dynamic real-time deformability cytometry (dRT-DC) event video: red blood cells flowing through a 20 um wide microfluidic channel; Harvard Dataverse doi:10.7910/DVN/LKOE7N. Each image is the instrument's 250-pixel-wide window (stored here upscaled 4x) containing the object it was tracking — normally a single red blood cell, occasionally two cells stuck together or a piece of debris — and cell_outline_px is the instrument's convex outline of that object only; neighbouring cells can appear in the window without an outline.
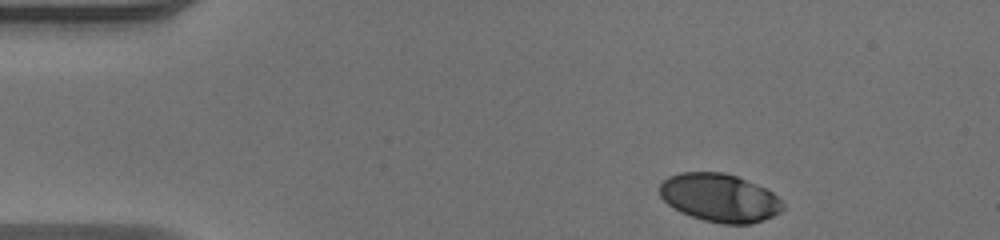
{"species": "human", "species_latin": "Homo sapiens", "temperature_condition": "warm", "stored_images_in_passage": 39, "camera_frame_rate_fps": 3000, "um_per_image_px": 0.085, "donor": {"sex": "male"}, "frame": {"image": 1, "passage_image": 1, "time_ms": 0.0, "image_size_px": [1000, 240], "cell_outline_px": [[784, 208], [780, 212], [764, 220], [752, 224], [724, 224], [704, 220], [680, 212], [668, 204], [660, 196], [660, 184], [668, 176], [680, 172], [724, 172], [736, 176], [764, 188], [772, 192], [784, 204]], "centroid_in_image_um": [61.16, 16.81], "position_along_channel_um": 23.8, "area_um2": 34.51}}
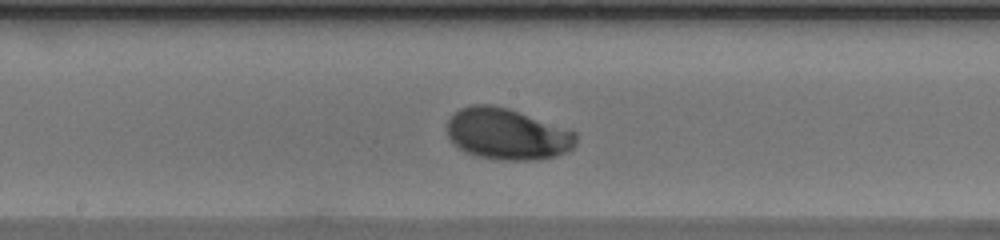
{"frame": {"image": 2, "passage_image": 21, "time_ms": 6.667, "image_size_px": [1000, 240], "cell_outline_px": [[576, 144], [572, 148], [556, 156], [540, 160], [500, 160], [476, 156], [464, 152], [448, 136], [448, 120], [452, 112], [460, 108], [472, 104], [492, 104], [508, 108], [576, 132]], "centroid_in_image_um": [43.09, 11.39], "position_along_channel_um": 205.1, "area_um2": 38.55}}
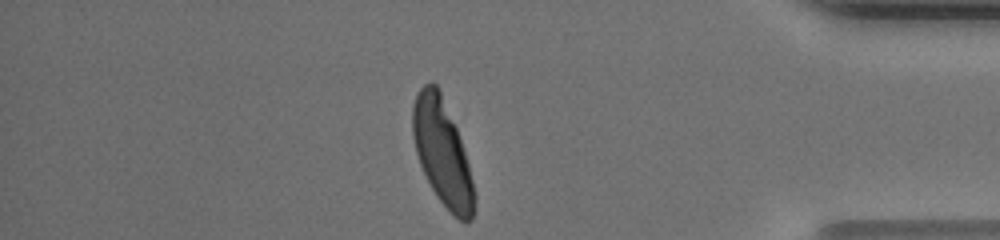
{"frame": {"image": 3, "passage_image": 38, "time_ms": 12.333, "image_size_px": [1000, 240], "cell_outline_px": [[476, 200], [472, 220], [460, 220], [436, 196], [420, 164], [416, 152], [412, 136], [412, 104], [416, 92], [424, 84], [436, 84], [440, 92], [456, 128], [468, 164], [476, 196]], "centroid_in_image_um": [37.57, 12.96], "position_along_channel_um": 397.6, "area_um2": 37.22}, "authors_computed_cell_mechanics": {"area_um2": 37.2232, "velocity_mm_per_s": 3.965, "shape_relaxation_time_tau1_ms": 2.4792, "shape_relaxation_time_tau2_ms": null, "deformation_change_tau1": 0.163, "deformation_change_tau2": null}}